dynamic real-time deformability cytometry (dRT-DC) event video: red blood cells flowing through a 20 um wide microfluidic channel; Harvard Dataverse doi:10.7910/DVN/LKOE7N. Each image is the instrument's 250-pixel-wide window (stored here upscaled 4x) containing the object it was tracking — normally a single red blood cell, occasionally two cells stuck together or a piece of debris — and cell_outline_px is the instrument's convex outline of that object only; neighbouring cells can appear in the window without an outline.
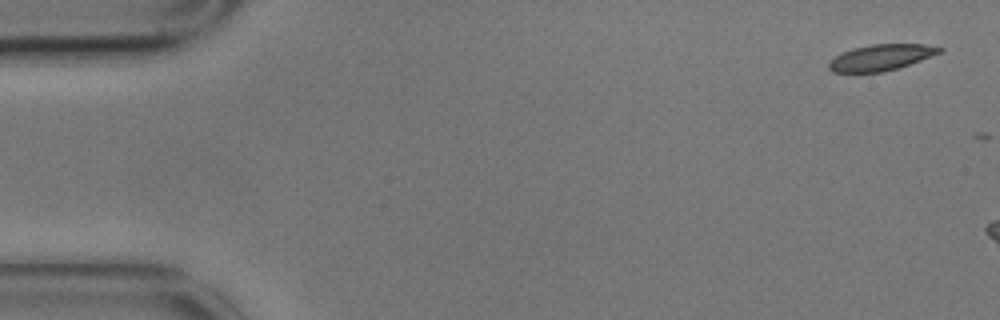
{"species": "common noctule bat (a hibernating species)", "species_latin": "Nyctalus noctula", "temperature_condition": "cold", "stored_images_in_passage": 2, "camera_frame_rate_fps": 3000, "um_per_image_px": 0.085, "animal": {"sex": "male", "body_mass_g": 17.9}, "frame": {"image": 1, "passage_image": 1, "time_ms": 0.0, "image_size_px": [1000, 320], "cell_outline_px": [[944, 52], [884, 72], [832, 72], [828, 68], [828, 64], [836, 56], [852, 48], [872, 44], [924, 44], [944, 48]], "centroid_in_image_um": [74.91, 4.87], "position_along_channel_um": 10.1, "area_um2": 16.65}}